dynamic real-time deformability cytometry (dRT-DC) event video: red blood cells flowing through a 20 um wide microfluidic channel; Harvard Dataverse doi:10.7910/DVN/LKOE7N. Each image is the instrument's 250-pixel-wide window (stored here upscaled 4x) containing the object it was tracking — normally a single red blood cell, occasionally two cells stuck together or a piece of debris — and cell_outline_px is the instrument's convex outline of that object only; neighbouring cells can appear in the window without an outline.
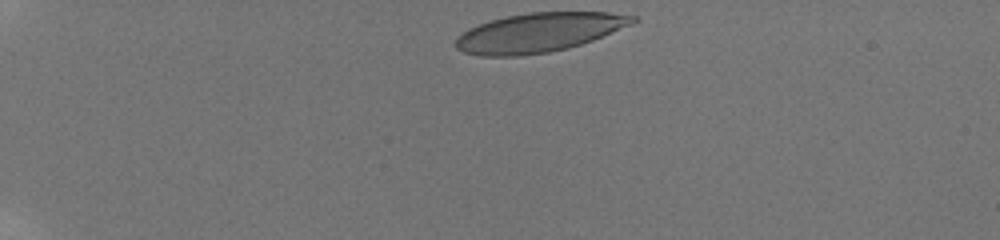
{"species": "human", "species_latin": "Homo sapiens", "temperature_condition": "room temperature", "stored_images_in_passage": 17, "camera_frame_rate_fps": 3000, "um_per_image_px": 0.085, "donor": {"sex": "male"}, "frame": {"image": 1, "passage_image": 1, "time_ms": 0.0, "image_size_px": [1000, 240], "cell_outline_px": [[640, 20], [632, 24], [592, 40], [568, 48], [548, 52], [516, 56], [480, 56], [464, 52], [456, 48], [456, 40], [468, 28], [492, 20], [508, 16], [528, 12], [608, 12], [636, 16]], "centroid_in_image_um": [45.83, 2.76], "position_along_channel_um": 39.2, "area_um2": 40.06}}